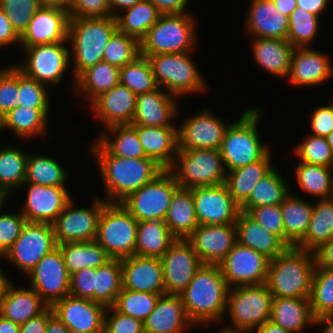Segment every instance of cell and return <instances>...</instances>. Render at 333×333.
<instances>
[{
    "instance_id": "17",
    "label": "cell",
    "mask_w": 333,
    "mask_h": 333,
    "mask_svg": "<svg viewBox=\"0 0 333 333\" xmlns=\"http://www.w3.org/2000/svg\"><path fill=\"white\" fill-rule=\"evenodd\" d=\"M178 127V151L195 149L219 150L227 128L220 117L203 108L202 111L184 119Z\"/></svg>"
},
{
    "instance_id": "56",
    "label": "cell",
    "mask_w": 333,
    "mask_h": 333,
    "mask_svg": "<svg viewBox=\"0 0 333 333\" xmlns=\"http://www.w3.org/2000/svg\"><path fill=\"white\" fill-rule=\"evenodd\" d=\"M49 99L47 85L27 77L18 69V106L50 108Z\"/></svg>"
},
{
    "instance_id": "42",
    "label": "cell",
    "mask_w": 333,
    "mask_h": 333,
    "mask_svg": "<svg viewBox=\"0 0 333 333\" xmlns=\"http://www.w3.org/2000/svg\"><path fill=\"white\" fill-rule=\"evenodd\" d=\"M99 134L96 140L113 156L124 158L146 157L137 130L131 124L113 125L102 130V133Z\"/></svg>"
},
{
    "instance_id": "44",
    "label": "cell",
    "mask_w": 333,
    "mask_h": 333,
    "mask_svg": "<svg viewBox=\"0 0 333 333\" xmlns=\"http://www.w3.org/2000/svg\"><path fill=\"white\" fill-rule=\"evenodd\" d=\"M57 246L62 252L70 275L86 267L97 269L111 260L106 250L96 240L67 242Z\"/></svg>"
},
{
    "instance_id": "75",
    "label": "cell",
    "mask_w": 333,
    "mask_h": 333,
    "mask_svg": "<svg viewBox=\"0 0 333 333\" xmlns=\"http://www.w3.org/2000/svg\"><path fill=\"white\" fill-rule=\"evenodd\" d=\"M72 0H38L41 7H56L69 11Z\"/></svg>"
},
{
    "instance_id": "41",
    "label": "cell",
    "mask_w": 333,
    "mask_h": 333,
    "mask_svg": "<svg viewBox=\"0 0 333 333\" xmlns=\"http://www.w3.org/2000/svg\"><path fill=\"white\" fill-rule=\"evenodd\" d=\"M161 15L162 13L151 1L142 0L115 16L117 30L140 42Z\"/></svg>"
},
{
    "instance_id": "50",
    "label": "cell",
    "mask_w": 333,
    "mask_h": 333,
    "mask_svg": "<svg viewBox=\"0 0 333 333\" xmlns=\"http://www.w3.org/2000/svg\"><path fill=\"white\" fill-rule=\"evenodd\" d=\"M309 299L315 319L333 315V269L315 266Z\"/></svg>"
},
{
    "instance_id": "20",
    "label": "cell",
    "mask_w": 333,
    "mask_h": 333,
    "mask_svg": "<svg viewBox=\"0 0 333 333\" xmlns=\"http://www.w3.org/2000/svg\"><path fill=\"white\" fill-rule=\"evenodd\" d=\"M27 197L20 211L27 222L53 224L65 206L72 199L65 186H42L24 182Z\"/></svg>"
},
{
    "instance_id": "31",
    "label": "cell",
    "mask_w": 333,
    "mask_h": 333,
    "mask_svg": "<svg viewBox=\"0 0 333 333\" xmlns=\"http://www.w3.org/2000/svg\"><path fill=\"white\" fill-rule=\"evenodd\" d=\"M235 225L237 242L263 254L269 260L289 247L279 236L267 231L246 212L240 211Z\"/></svg>"
},
{
    "instance_id": "52",
    "label": "cell",
    "mask_w": 333,
    "mask_h": 333,
    "mask_svg": "<svg viewBox=\"0 0 333 333\" xmlns=\"http://www.w3.org/2000/svg\"><path fill=\"white\" fill-rule=\"evenodd\" d=\"M320 17L302 8L296 9L288 17V36L293 47H311L320 29Z\"/></svg>"
},
{
    "instance_id": "59",
    "label": "cell",
    "mask_w": 333,
    "mask_h": 333,
    "mask_svg": "<svg viewBox=\"0 0 333 333\" xmlns=\"http://www.w3.org/2000/svg\"><path fill=\"white\" fill-rule=\"evenodd\" d=\"M246 213L267 231L279 236L285 242V228L280 205L252 207Z\"/></svg>"
},
{
    "instance_id": "57",
    "label": "cell",
    "mask_w": 333,
    "mask_h": 333,
    "mask_svg": "<svg viewBox=\"0 0 333 333\" xmlns=\"http://www.w3.org/2000/svg\"><path fill=\"white\" fill-rule=\"evenodd\" d=\"M0 8L7 15L13 30L21 37L41 6L38 0H0Z\"/></svg>"
},
{
    "instance_id": "25",
    "label": "cell",
    "mask_w": 333,
    "mask_h": 333,
    "mask_svg": "<svg viewBox=\"0 0 333 333\" xmlns=\"http://www.w3.org/2000/svg\"><path fill=\"white\" fill-rule=\"evenodd\" d=\"M331 76L333 67L329 55L311 47H294L287 77L293 86L314 87L325 83Z\"/></svg>"
},
{
    "instance_id": "71",
    "label": "cell",
    "mask_w": 333,
    "mask_h": 333,
    "mask_svg": "<svg viewBox=\"0 0 333 333\" xmlns=\"http://www.w3.org/2000/svg\"><path fill=\"white\" fill-rule=\"evenodd\" d=\"M276 5V9L283 15L290 16V14L296 9V0H272Z\"/></svg>"
},
{
    "instance_id": "38",
    "label": "cell",
    "mask_w": 333,
    "mask_h": 333,
    "mask_svg": "<svg viewBox=\"0 0 333 333\" xmlns=\"http://www.w3.org/2000/svg\"><path fill=\"white\" fill-rule=\"evenodd\" d=\"M164 221L176 239H187L199 226L190 189L174 193Z\"/></svg>"
},
{
    "instance_id": "27",
    "label": "cell",
    "mask_w": 333,
    "mask_h": 333,
    "mask_svg": "<svg viewBox=\"0 0 333 333\" xmlns=\"http://www.w3.org/2000/svg\"><path fill=\"white\" fill-rule=\"evenodd\" d=\"M137 95L120 83L100 94L91 103V110L105 128L131 124L136 109Z\"/></svg>"
},
{
    "instance_id": "74",
    "label": "cell",
    "mask_w": 333,
    "mask_h": 333,
    "mask_svg": "<svg viewBox=\"0 0 333 333\" xmlns=\"http://www.w3.org/2000/svg\"><path fill=\"white\" fill-rule=\"evenodd\" d=\"M20 325L0 315V333H19Z\"/></svg>"
},
{
    "instance_id": "48",
    "label": "cell",
    "mask_w": 333,
    "mask_h": 333,
    "mask_svg": "<svg viewBox=\"0 0 333 333\" xmlns=\"http://www.w3.org/2000/svg\"><path fill=\"white\" fill-rule=\"evenodd\" d=\"M68 174L52 156L29 154L25 182L42 186H66Z\"/></svg>"
},
{
    "instance_id": "33",
    "label": "cell",
    "mask_w": 333,
    "mask_h": 333,
    "mask_svg": "<svg viewBox=\"0 0 333 333\" xmlns=\"http://www.w3.org/2000/svg\"><path fill=\"white\" fill-rule=\"evenodd\" d=\"M252 53L254 61L262 70L277 76L287 78L290 72L291 55L294 47L283 39L254 38Z\"/></svg>"
},
{
    "instance_id": "47",
    "label": "cell",
    "mask_w": 333,
    "mask_h": 333,
    "mask_svg": "<svg viewBox=\"0 0 333 333\" xmlns=\"http://www.w3.org/2000/svg\"><path fill=\"white\" fill-rule=\"evenodd\" d=\"M300 188L318 199L333 197V168L300 162L295 166Z\"/></svg>"
},
{
    "instance_id": "7",
    "label": "cell",
    "mask_w": 333,
    "mask_h": 333,
    "mask_svg": "<svg viewBox=\"0 0 333 333\" xmlns=\"http://www.w3.org/2000/svg\"><path fill=\"white\" fill-rule=\"evenodd\" d=\"M195 22L190 13L162 14L140 41L141 55L193 52Z\"/></svg>"
},
{
    "instance_id": "39",
    "label": "cell",
    "mask_w": 333,
    "mask_h": 333,
    "mask_svg": "<svg viewBox=\"0 0 333 333\" xmlns=\"http://www.w3.org/2000/svg\"><path fill=\"white\" fill-rule=\"evenodd\" d=\"M120 83V68L105 61L84 70L75 83L76 93L87 96L91 103L100 94L110 90Z\"/></svg>"
},
{
    "instance_id": "18",
    "label": "cell",
    "mask_w": 333,
    "mask_h": 333,
    "mask_svg": "<svg viewBox=\"0 0 333 333\" xmlns=\"http://www.w3.org/2000/svg\"><path fill=\"white\" fill-rule=\"evenodd\" d=\"M165 294L180 295L190 284L195 272L203 265L186 239H176L160 258Z\"/></svg>"
},
{
    "instance_id": "43",
    "label": "cell",
    "mask_w": 333,
    "mask_h": 333,
    "mask_svg": "<svg viewBox=\"0 0 333 333\" xmlns=\"http://www.w3.org/2000/svg\"><path fill=\"white\" fill-rule=\"evenodd\" d=\"M333 238V197L318 199L305 237L296 247L313 252Z\"/></svg>"
},
{
    "instance_id": "40",
    "label": "cell",
    "mask_w": 333,
    "mask_h": 333,
    "mask_svg": "<svg viewBox=\"0 0 333 333\" xmlns=\"http://www.w3.org/2000/svg\"><path fill=\"white\" fill-rule=\"evenodd\" d=\"M176 241L163 220L138 222L135 254L161 258Z\"/></svg>"
},
{
    "instance_id": "30",
    "label": "cell",
    "mask_w": 333,
    "mask_h": 333,
    "mask_svg": "<svg viewBox=\"0 0 333 333\" xmlns=\"http://www.w3.org/2000/svg\"><path fill=\"white\" fill-rule=\"evenodd\" d=\"M132 126L137 130L146 157L169 169L178 153V127Z\"/></svg>"
},
{
    "instance_id": "21",
    "label": "cell",
    "mask_w": 333,
    "mask_h": 333,
    "mask_svg": "<svg viewBox=\"0 0 333 333\" xmlns=\"http://www.w3.org/2000/svg\"><path fill=\"white\" fill-rule=\"evenodd\" d=\"M56 316L68 329L85 333H103L106 307L90 299L67 295L52 306Z\"/></svg>"
},
{
    "instance_id": "65",
    "label": "cell",
    "mask_w": 333,
    "mask_h": 333,
    "mask_svg": "<svg viewBox=\"0 0 333 333\" xmlns=\"http://www.w3.org/2000/svg\"><path fill=\"white\" fill-rule=\"evenodd\" d=\"M51 307H48L42 314L29 319L20 325L19 333H45L48 320L53 316Z\"/></svg>"
},
{
    "instance_id": "36",
    "label": "cell",
    "mask_w": 333,
    "mask_h": 333,
    "mask_svg": "<svg viewBox=\"0 0 333 333\" xmlns=\"http://www.w3.org/2000/svg\"><path fill=\"white\" fill-rule=\"evenodd\" d=\"M271 152L257 162L227 172L224 184L240 207L249 199L257 182L274 168Z\"/></svg>"
},
{
    "instance_id": "67",
    "label": "cell",
    "mask_w": 333,
    "mask_h": 333,
    "mask_svg": "<svg viewBox=\"0 0 333 333\" xmlns=\"http://www.w3.org/2000/svg\"><path fill=\"white\" fill-rule=\"evenodd\" d=\"M315 265L319 268L333 269V238L313 251Z\"/></svg>"
},
{
    "instance_id": "8",
    "label": "cell",
    "mask_w": 333,
    "mask_h": 333,
    "mask_svg": "<svg viewBox=\"0 0 333 333\" xmlns=\"http://www.w3.org/2000/svg\"><path fill=\"white\" fill-rule=\"evenodd\" d=\"M191 52L146 56L151 64L155 82L166 92L181 98L184 94L201 93L208 89L197 69Z\"/></svg>"
},
{
    "instance_id": "10",
    "label": "cell",
    "mask_w": 333,
    "mask_h": 333,
    "mask_svg": "<svg viewBox=\"0 0 333 333\" xmlns=\"http://www.w3.org/2000/svg\"><path fill=\"white\" fill-rule=\"evenodd\" d=\"M138 221L121 203H107L97 228L96 241L111 259L135 255Z\"/></svg>"
},
{
    "instance_id": "6",
    "label": "cell",
    "mask_w": 333,
    "mask_h": 333,
    "mask_svg": "<svg viewBox=\"0 0 333 333\" xmlns=\"http://www.w3.org/2000/svg\"><path fill=\"white\" fill-rule=\"evenodd\" d=\"M273 295L266 284L229 288L228 313L232 327L222 330L232 333H254L259 326L270 321Z\"/></svg>"
},
{
    "instance_id": "80",
    "label": "cell",
    "mask_w": 333,
    "mask_h": 333,
    "mask_svg": "<svg viewBox=\"0 0 333 333\" xmlns=\"http://www.w3.org/2000/svg\"><path fill=\"white\" fill-rule=\"evenodd\" d=\"M69 333H85L79 330L69 329Z\"/></svg>"
},
{
    "instance_id": "73",
    "label": "cell",
    "mask_w": 333,
    "mask_h": 333,
    "mask_svg": "<svg viewBox=\"0 0 333 333\" xmlns=\"http://www.w3.org/2000/svg\"><path fill=\"white\" fill-rule=\"evenodd\" d=\"M254 332L256 333H291L281 326L275 325L271 321H267L259 326Z\"/></svg>"
},
{
    "instance_id": "14",
    "label": "cell",
    "mask_w": 333,
    "mask_h": 333,
    "mask_svg": "<svg viewBox=\"0 0 333 333\" xmlns=\"http://www.w3.org/2000/svg\"><path fill=\"white\" fill-rule=\"evenodd\" d=\"M92 206L75 208L72 199L53 223L57 245L67 242L94 241L101 213L108 202L94 197Z\"/></svg>"
},
{
    "instance_id": "46",
    "label": "cell",
    "mask_w": 333,
    "mask_h": 333,
    "mask_svg": "<svg viewBox=\"0 0 333 333\" xmlns=\"http://www.w3.org/2000/svg\"><path fill=\"white\" fill-rule=\"evenodd\" d=\"M6 146H0V189L9 195L25 182L28 154L18 146Z\"/></svg>"
},
{
    "instance_id": "22",
    "label": "cell",
    "mask_w": 333,
    "mask_h": 333,
    "mask_svg": "<svg viewBox=\"0 0 333 333\" xmlns=\"http://www.w3.org/2000/svg\"><path fill=\"white\" fill-rule=\"evenodd\" d=\"M186 240L203 264L219 265L237 243L236 225H199Z\"/></svg>"
},
{
    "instance_id": "49",
    "label": "cell",
    "mask_w": 333,
    "mask_h": 333,
    "mask_svg": "<svg viewBox=\"0 0 333 333\" xmlns=\"http://www.w3.org/2000/svg\"><path fill=\"white\" fill-rule=\"evenodd\" d=\"M122 290V267L120 259H111L96 269L94 302L112 307Z\"/></svg>"
},
{
    "instance_id": "68",
    "label": "cell",
    "mask_w": 333,
    "mask_h": 333,
    "mask_svg": "<svg viewBox=\"0 0 333 333\" xmlns=\"http://www.w3.org/2000/svg\"><path fill=\"white\" fill-rule=\"evenodd\" d=\"M162 14L188 13L186 10L190 0H149Z\"/></svg>"
},
{
    "instance_id": "55",
    "label": "cell",
    "mask_w": 333,
    "mask_h": 333,
    "mask_svg": "<svg viewBox=\"0 0 333 333\" xmlns=\"http://www.w3.org/2000/svg\"><path fill=\"white\" fill-rule=\"evenodd\" d=\"M293 150L300 162L333 168V152L326 137L307 134Z\"/></svg>"
},
{
    "instance_id": "58",
    "label": "cell",
    "mask_w": 333,
    "mask_h": 333,
    "mask_svg": "<svg viewBox=\"0 0 333 333\" xmlns=\"http://www.w3.org/2000/svg\"><path fill=\"white\" fill-rule=\"evenodd\" d=\"M18 68L15 65L0 68V117L17 105Z\"/></svg>"
},
{
    "instance_id": "24",
    "label": "cell",
    "mask_w": 333,
    "mask_h": 333,
    "mask_svg": "<svg viewBox=\"0 0 333 333\" xmlns=\"http://www.w3.org/2000/svg\"><path fill=\"white\" fill-rule=\"evenodd\" d=\"M68 11L56 7H41L32 17L20 37L22 47L68 42Z\"/></svg>"
},
{
    "instance_id": "2",
    "label": "cell",
    "mask_w": 333,
    "mask_h": 333,
    "mask_svg": "<svg viewBox=\"0 0 333 333\" xmlns=\"http://www.w3.org/2000/svg\"><path fill=\"white\" fill-rule=\"evenodd\" d=\"M228 290L220 265L203 264L195 272L190 284L180 294L194 326L223 321Z\"/></svg>"
},
{
    "instance_id": "3",
    "label": "cell",
    "mask_w": 333,
    "mask_h": 333,
    "mask_svg": "<svg viewBox=\"0 0 333 333\" xmlns=\"http://www.w3.org/2000/svg\"><path fill=\"white\" fill-rule=\"evenodd\" d=\"M315 266L313 252L288 247L269 260L265 284L273 297L310 298Z\"/></svg>"
},
{
    "instance_id": "32",
    "label": "cell",
    "mask_w": 333,
    "mask_h": 333,
    "mask_svg": "<svg viewBox=\"0 0 333 333\" xmlns=\"http://www.w3.org/2000/svg\"><path fill=\"white\" fill-rule=\"evenodd\" d=\"M11 282L0 301V315L21 325L42 314L49 306L33 288H21Z\"/></svg>"
},
{
    "instance_id": "16",
    "label": "cell",
    "mask_w": 333,
    "mask_h": 333,
    "mask_svg": "<svg viewBox=\"0 0 333 333\" xmlns=\"http://www.w3.org/2000/svg\"><path fill=\"white\" fill-rule=\"evenodd\" d=\"M219 265L229 288L261 285L267 280L269 259L237 242Z\"/></svg>"
},
{
    "instance_id": "60",
    "label": "cell",
    "mask_w": 333,
    "mask_h": 333,
    "mask_svg": "<svg viewBox=\"0 0 333 333\" xmlns=\"http://www.w3.org/2000/svg\"><path fill=\"white\" fill-rule=\"evenodd\" d=\"M26 222L22 213H2L0 210V255L2 257L18 239Z\"/></svg>"
},
{
    "instance_id": "15",
    "label": "cell",
    "mask_w": 333,
    "mask_h": 333,
    "mask_svg": "<svg viewBox=\"0 0 333 333\" xmlns=\"http://www.w3.org/2000/svg\"><path fill=\"white\" fill-rule=\"evenodd\" d=\"M30 286L51 307L69 295L70 277L62 252L57 246L27 274Z\"/></svg>"
},
{
    "instance_id": "35",
    "label": "cell",
    "mask_w": 333,
    "mask_h": 333,
    "mask_svg": "<svg viewBox=\"0 0 333 333\" xmlns=\"http://www.w3.org/2000/svg\"><path fill=\"white\" fill-rule=\"evenodd\" d=\"M49 110L16 105L2 118V130L9 129L18 139L25 140L46 135Z\"/></svg>"
},
{
    "instance_id": "61",
    "label": "cell",
    "mask_w": 333,
    "mask_h": 333,
    "mask_svg": "<svg viewBox=\"0 0 333 333\" xmlns=\"http://www.w3.org/2000/svg\"><path fill=\"white\" fill-rule=\"evenodd\" d=\"M103 333H144V324L138 319L116 311L113 307H107Z\"/></svg>"
},
{
    "instance_id": "54",
    "label": "cell",
    "mask_w": 333,
    "mask_h": 333,
    "mask_svg": "<svg viewBox=\"0 0 333 333\" xmlns=\"http://www.w3.org/2000/svg\"><path fill=\"white\" fill-rule=\"evenodd\" d=\"M140 55V42L117 30L108 41L102 58L103 61L121 68Z\"/></svg>"
},
{
    "instance_id": "72",
    "label": "cell",
    "mask_w": 333,
    "mask_h": 333,
    "mask_svg": "<svg viewBox=\"0 0 333 333\" xmlns=\"http://www.w3.org/2000/svg\"><path fill=\"white\" fill-rule=\"evenodd\" d=\"M45 333H69V329L53 315L48 320Z\"/></svg>"
},
{
    "instance_id": "23",
    "label": "cell",
    "mask_w": 333,
    "mask_h": 333,
    "mask_svg": "<svg viewBox=\"0 0 333 333\" xmlns=\"http://www.w3.org/2000/svg\"><path fill=\"white\" fill-rule=\"evenodd\" d=\"M122 289L165 294L161 259L133 255L121 259Z\"/></svg>"
},
{
    "instance_id": "12",
    "label": "cell",
    "mask_w": 333,
    "mask_h": 333,
    "mask_svg": "<svg viewBox=\"0 0 333 333\" xmlns=\"http://www.w3.org/2000/svg\"><path fill=\"white\" fill-rule=\"evenodd\" d=\"M65 43L68 42L22 47L25 52L24 62L15 66L27 77L47 86L51 83L55 86L71 66L70 48Z\"/></svg>"
},
{
    "instance_id": "53",
    "label": "cell",
    "mask_w": 333,
    "mask_h": 333,
    "mask_svg": "<svg viewBox=\"0 0 333 333\" xmlns=\"http://www.w3.org/2000/svg\"><path fill=\"white\" fill-rule=\"evenodd\" d=\"M161 295L122 289L112 307L124 315L144 322L155 309Z\"/></svg>"
},
{
    "instance_id": "28",
    "label": "cell",
    "mask_w": 333,
    "mask_h": 333,
    "mask_svg": "<svg viewBox=\"0 0 333 333\" xmlns=\"http://www.w3.org/2000/svg\"><path fill=\"white\" fill-rule=\"evenodd\" d=\"M144 333H184L194 324L180 295H161L155 309L145 319Z\"/></svg>"
},
{
    "instance_id": "9",
    "label": "cell",
    "mask_w": 333,
    "mask_h": 333,
    "mask_svg": "<svg viewBox=\"0 0 333 333\" xmlns=\"http://www.w3.org/2000/svg\"><path fill=\"white\" fill-rule=\"evenodd\" d=\"M168 170L183 189L222 185L227 174L220 150L215 149L178 151Z\"/></svg>"
},
{
    "instance_id": "63",
    "label": "cell",
    "mask_w": 333,
    "mask_h": 333,
    "mask_svg": "<svg viewBox=\"0 0 333 333\" xmlns=\"http://www.w3.org/2000/svg\"><path fill=\"white\" fill-rule=\"evenodd\" d=\"M96 268H84L70 277L69 294L94 301Z\"/></svg>"
},
{
    "instance_id": "62",
    "label": "cell",
    "mask_w": 333,
    "mask_h": 333,
    "mask_svg": "<svg viewBox=\"0 0 333 333\" xmlns=\"http://www.w3.org/2000/svg\"><path fill=\"white\" fill-rule=\"evenodd\" d=\"M68 14L69 18L112 16L108 0H72Z\"/></svg>"
},
{
    "instance_id": "13",
    "label": "cell",
    "mask_w": 333,
    "mask_h": 333,
    "mask_svg": "<svg viewBox=\"0 0 333 333\" xmlns=\"http://www.w3.org/2000/svg\"><path fill=\"white\" fill-rule=\"evenodd\" d=\"M56 247L53 224L26 222L20 236L2 258L27 275Z\"/></svg>"
},
{
    "instance_id": "77",
    "label": "cell",
    "mask_w": 333,
    "mask_h": 333,
    "mask_svg": "<svg viewBox=\"0 0 333 333\" xmlns=\"http://www.w3.org/2000/svg\"><path fill=\"white\" fill-rule=\"evenodd\" d=\"M3 272L4 271L0 267V301L3 298V296L5 295L7 287L11 283V280H9L8 278H6V275Z\"/></svg>"
},
{
    "instance_id": "70",
    "label": "cell",
    "mask_w": 333,
    "mask_h": 333,
    "mask_svg": "<svg viewBox=\"0 0 333 333\" xmlns=\"http://www.w3.org/2000/svg\"><path fill=\"white\" fill-rule=\"evenodd\" d=\"M112 17H115L121 11L132 7L142 0H108Z\"/></svg>"
},
{
    "instance_id": "1",
    "label": "cell",
    "mask_w": 333,
    "mask_h": 333,
    "mask_svg": "<svg viewBox=\"0 0 333 333\" xmlns=\"http://www.w3.org/2000/svg\"><path fill=\"white\" fill-rule=\"evenodd\" d=\"M92 143L91 154L100 169L104 183L103 198L109 203H121L131 193L153 181L165 169L155 160L124 158L111 155L97 140Z\"/></svg>"
},
{
    "instance_id": "29",
    "label": "cell",
    "mask_w": 333,
    "mask_h": 333,
    "mask_svg": "<svg viewBox=\"0 0 333 333\" xmlns=\"http://www.w3.org/2000/svg\"><path fill=\"white\" fill-rule=\"evenodd\" d=\"M245 31L253 38L287 40L288 16L279 13L272 0H251Z\"/></svg>"
},
{
    "instance_id": "5",
    "label": "cell",
    "mask_w": 333,
    "mask_h": 333,
    "mask_svg": "<svg viewBox=\"0 0 333 333\" xmlns=\"http://www.w3.org/2000/svg\"><path fill=\"white\" fill-rule=\"evenodd\" d=\"M262 110H244L239 121L232 122L227 128L219 149L226 172L257 162L270 151L258 133Z\"/></svg>"
},
{
    "instance_id": "64",
    "label": "cell",
    "mask_w": 333,
    "mask_h": 333,
    "mask_svg": "<svg viewBox=\"0 0 333 333\" xmlns=\"http://www.w3.org/2000/svg\"><path fill=\"white\" fill-rule=\"evenodd\" d=\"M310 131L312 135L327 137L333 131V105L320 106L310 112Z\"/></svg>"
},
{
    "instance_id": "34",
    "label": "cell",
    "mask_w": 333,
    "mask_h": 333,
    "mask_svg": "<svg viewBox=\"0 0 333 333\" xmlns=\"http://www.w3.org/2000/svg\"><path fill=\"white\" fill-rule=\"evenodd\" d=\"M270 321L291 333L315 325L309 298L273 297Z\"/></svg>"
},
{
    "instance_id": "37",
    "label": "cell",
    "mask_w": 333,
    "mask_h": 333,
    "mask_svg": "<svg viewBox=\"0 0 333 333\" xmlns=\"http://www.w3.org/2000/svg\"><path fill=\"white\" fill-rule=\"evenodd\" d=\"M285 228V243L296 246L306 235L312 217L313 204L290 193L280 204Z\"/></svg>"
},
{
    "instance_id": "79",
    "label": "cell",
    "mask_w": 333,
    "mask_h": 333,
    "mask_svg": "<svg viewBox=\"0 0 333 333\" xmlns=\"http://www.w3.org/2000/svg\"><path fill=\"white\" fill-rule=\"evenodd\" d=\"M326 140L333 152V131L326 137Z\"/></svg>"
},
{
    "instance_id": "4",
    "label": "cell",
    "mask_w": 333,
    "mask_h": 333,
    "mask_svg": "<svg viewBox=\"0 0 333 333\" xmlns=\"http://www.w3.org/2000/svg\"><path fill=\"white\" fill-rule=\"evenodd\" d=\"M117 31L115 17L69 18L70 60L73 62V88L76 78L87 68L103 60V52Z\"/></svg>"
},
{
    "instance_id": "78",
    "label": "cell",
    "mask_w": 333,
    "mask_h": 333,
    "mask_svg": "<svg viewBox=\"0 0 333 333\" xmlns=\"http://www.w3.org/2000/svg\"><path fill=\"white\" fill-rule=\"evenodd\" d=\"M8 195L0 189V210H2Z\"/></svg>"
},
{
    "instance_id": "19",
    "label": "cell",
    "mask_w": 333,
    "mask_h": 333,
    "mask_svg": "<svg viewBox=\"0 0 333 333\" xmlns=\"http://www.w3.org/2000/svg\"><path fill=\"white\" fill-rule=\"evenodd\" d=\"M199 225L235 224L240 206L225 184L190 189Z\"/></svg>"
},
{
    "instance_id": "11",
    "label": "cell",
    "mask_w": 333,
    "mask_h": 333,
    "mask_svg": "<svg viewBox=\"0 0 333 333\" xmlns=\"http://www.w3.org/2000/svg\"><path fill=\"white\" fill-rule=\"evenodd\" d=\"M179 188L173 174L165 169L153 181L131 193L121 204L138 222L164 221L171 199Z\"/></svg>"
},
{
    "instance_id": "69",
    "label": "cell",
    "mask_w": 333,
    "mask_h": 333,
    "mask_svg": "<svg viewBox=\"0 0 333 333\" xmlns=\"http://www.w3.org/2000/svg\"><path fill=\"white\" fill-rule=\"evenodd\" d=\"M329 2V0H296L297 7L319 17L324 10H327Z\"/></svg>"
},
{
    "instance_id": "66",
    "label": "cell",
    "mask_w": 333,
    "mask_h": 333,
    "mask_svg": "<svg viewBox=\"0 0 333 333\" xmlns=\"http://www.w3.org/2000/svg\"><path fill=\"white\" fill-rule=\"evenodd\" d=\"M13 43L20 45V37L13 30L5 12L0 8V48L9 47Z\"/></svg>"
},
{
    "instance_id": "76",
    "label": "cell",
    "mask_w": 333,
    "mask_h": 333,
    "mask_svg": "<svg viewBox=\"0 0 333 333\" xmlns=\"http://www.w3.org/2000/svg\"><path fill=\"white\" fill-rule=\"evenodd\" d=\"M315 325H317V327H322L323 325L320 333H333V315L323 316L315 319Z\"/></svg>"
},
{
    "instance_id": "26",
    "label": "cell",
    "mask_w": 333,
    "mask_h": 333,
    "mask_svg": "<svg viewBox=\"0 0 333 333\" xmlns=\"http://www.w3.org/2000/svg\"><path fill=\"white\" fill-rule=\"evenodd\" d=\"M176 98L160 87L138 95L131 125L176 127L174 122L171 123L177 117L176 114H179Z\"/></svg>"
},
{
    "instance_id": "45",
    "label": "cell",
    "mask_w": 333,
    "mask_h": 333,
    "mask_svg": "<svg viewBox=\"0 0 333 333\" xmlns=\"http://www.w3.org/2000/svg\"><path fill=\"white\" fill-rule=\"evenodd\" d=\"M275 168L260 179L252 189L249 199L240 207L247 212L252 207L280 205L290 193L289 184Z\"/></svg>"
},
{
    "instance_id": "51",
    "label": "cell",
    "mask_w": 333,
    "mask_h": 333,
    "mask_svg": "<svg viewBox=\"0 0 333 333\" xmlns=\"http://www.w3.org/2000/svg\"><path fill=\"white\" fill-rule=\"evenodd\" d=\"M120 84L137 96L158 88L151 64L143 55L120 68Z\"/></svg>"
}]
</instances>
